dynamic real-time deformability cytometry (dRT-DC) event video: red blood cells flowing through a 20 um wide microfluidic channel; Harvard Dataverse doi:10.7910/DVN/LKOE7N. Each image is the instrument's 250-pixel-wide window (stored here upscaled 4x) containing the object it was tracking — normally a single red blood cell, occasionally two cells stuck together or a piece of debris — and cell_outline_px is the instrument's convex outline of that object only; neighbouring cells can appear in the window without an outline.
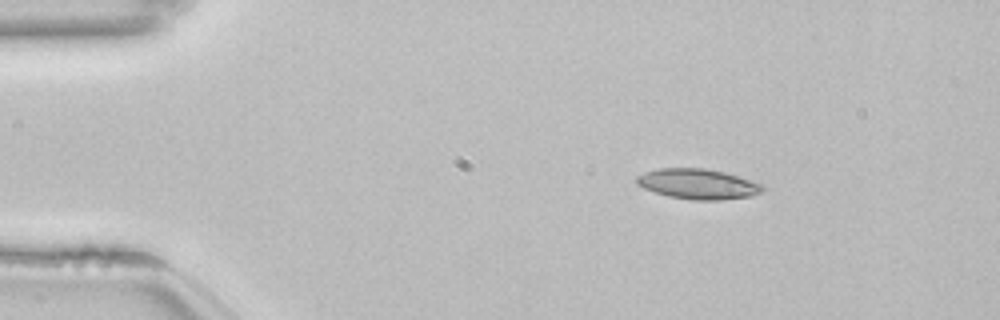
{"species": "common noctule bat (a hibernating species)", "species_latin": "Nyctalus noctula", "temperature_condition": "room temperature", "stored_images_in_passage": 46, "camera_frame_rate_fps": 3000, "um_per_image_px": 0.085, "animal": {"sex": "female", "body_mass_g": 22.7, "forearm_length_mm": 54.2}, "frame": {"image": 1, "passage_image": 1, "time_ms": 0.0, "image_size_px": [1000, 320], "cell_outline_px": [[764, 188], [760, 192], [752, 196], [720, 200], [692, 200], [668, 196], [644, 188], [636, 184], [636, 176], [644, 172], [660, 168], [704, 168], [724, 172], [752, 180], [764, 184]], "centroid_in_image_um": [59.33, 15.64], "position_along_channel_um": 25.7, "area_um2": 22.25}}
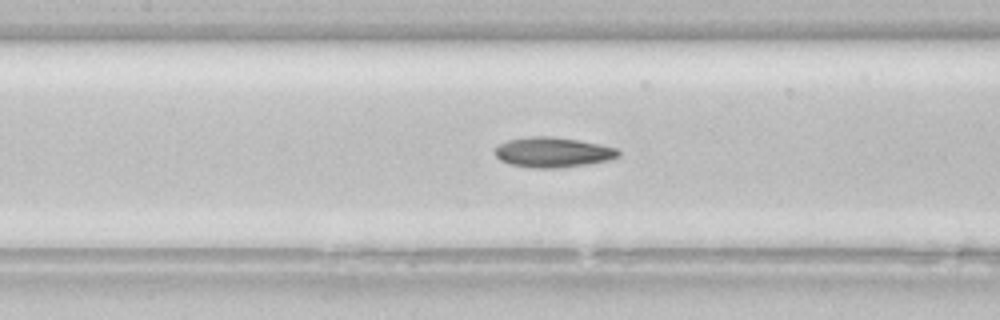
{"frame": {"image": 2, "passage_image": 17, "time_ms": 5.333, "image_size_px": [1000, 320], "cell_outline_px": [[620, 156], [608, 160], [588, 164], [560, 168], [528, 168], [508, 164], [500, 160], [496, 156], [496, 148], [500, 144], [508, 140], [532, 136], [548, 136], [580, 140], [600, 144], [616, 148], [620, 152]], "centroid_in_image_um": [47.0, 12.95], "position_along_channel_um": 160.4, "area_um2": 21.73}}
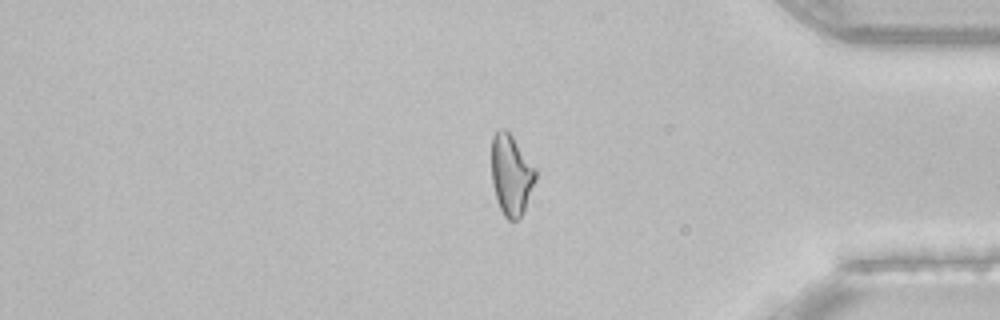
{"frame": {"image": 3, "passage_image": 37, "time_ms": 12.0, "image_size_px": [1000, 320], "cell_outline_px": [[536, 180], [524, 212], [516, 220], [508, 220], [504, 216], [496, 200], [492, 184], [492, 136], [500, 128], [504, 128], [512, 136], [536, 168]], "centroid_in_image_um": [43.45, 14.88], "position_along_channel_um": 391.7, "area_um2": 20.75}, "authors_computed_cell_mechanics": {"area_um2": 21.7906, "velocity_mm_per_s": 3.8491, "shape_relaxation_time_tau1_ms": 8.6281, "shape_relaxation_time_tau2_ms": 3.0839, "deformation_change_tau1": 0.1871, "deformation_change_tau2": 0.104}}